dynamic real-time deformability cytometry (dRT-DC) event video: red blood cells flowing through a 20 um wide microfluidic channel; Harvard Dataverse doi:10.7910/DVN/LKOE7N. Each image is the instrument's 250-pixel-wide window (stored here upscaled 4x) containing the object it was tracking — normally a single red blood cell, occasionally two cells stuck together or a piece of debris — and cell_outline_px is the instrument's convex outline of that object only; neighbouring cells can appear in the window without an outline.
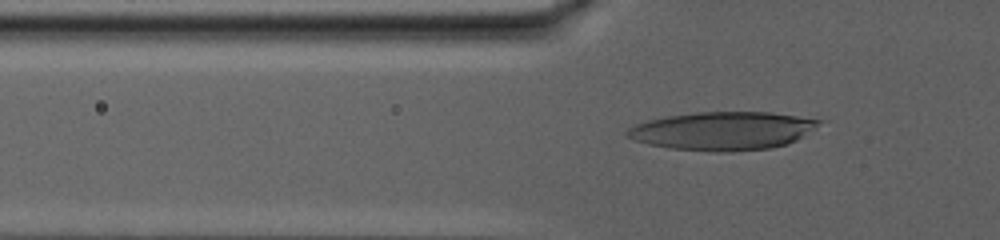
{"species": "human", "species_latin": "Homo sapiens", "temperature_condition": "warm", "stored_images_in_passage": 60, "camera_frame_rate_fps": 3000, "um_per_image_px": 0.085, "donor": {"sex": "male"}, "frame": {"image": 1, "passage_image": 12, "time_ms": 3.667, "image_size_px": [1000, 240], "cell_outline_px": [[824, 120], [796, 140], [784, 144], [768, 148], [732, 152], [716, 152], [668, 148], [648, 144], [624, 136], [624, 132], [628, 128], [636, 124], [648, 120], [664, 116], [696, 112], [772, 112]], "centroid_in_image_um": [61.37, 11.12], "position_along_channel_um": 64.4, "area_um2": 42.77}}
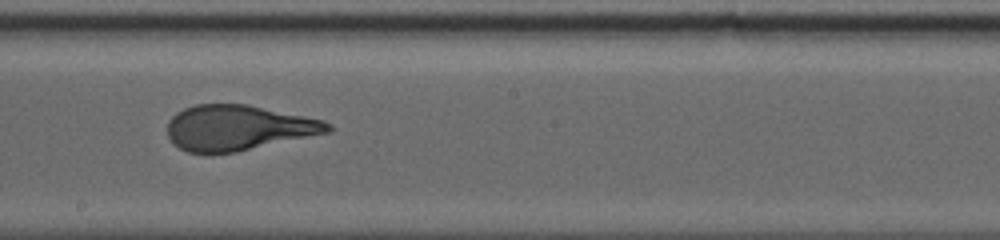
{"frame": {"image": 2, "passage_image": 30, "time_ms": 9.667, "image_size_px": [1000, 240], "cell_outline_px": [[332, 132], [236, 152], [188, 152], [172, 144], [168, 136], [168, 120], [176, 112], [184, 108], [196, 104], [248, 104], [324, 120], [332, 124]], "centroid_in_image_um": [20.27, 10.85], "position_along_channel_um": 227.9, "area_um2": 42.48}}
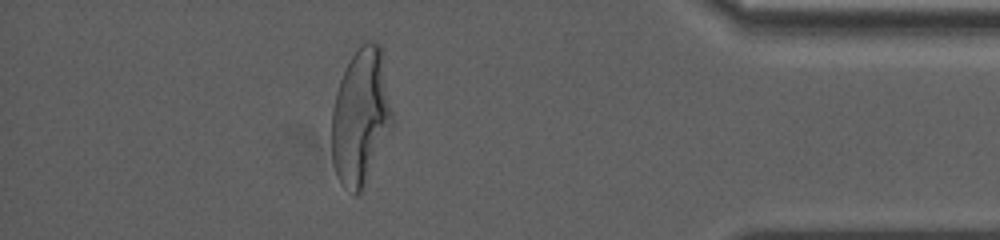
{"frame": {"image": 3, "passage_image": 52, "time_ms": 17.0, "image_size_px": [1000, 240], "cell_outline_px": [[392, 128], [364, 188], [356, 196], [344, 188], [340, 184], [332, 164], [332, 108], [336, 92], [340, 80], [352, 56], [360, 44], [364, 40], [372, 40], [380, 44], [392, 112]], "centroid_in_image_um": [30.65, 9.98], "position_along_channel_um": 404.5, "area_um2": 48.26}, "authors_computed_cell_mechanics": {"area_um2": 43.4367, "velocity_mm_per_s": 2.8498, "shape_relaxation_time_tau1_ms": 8.7668, "shape_relaxation_time_tau2_ms": null, "deformation_change_tau1": 0.2874, "deformation_change_tau2": null}}